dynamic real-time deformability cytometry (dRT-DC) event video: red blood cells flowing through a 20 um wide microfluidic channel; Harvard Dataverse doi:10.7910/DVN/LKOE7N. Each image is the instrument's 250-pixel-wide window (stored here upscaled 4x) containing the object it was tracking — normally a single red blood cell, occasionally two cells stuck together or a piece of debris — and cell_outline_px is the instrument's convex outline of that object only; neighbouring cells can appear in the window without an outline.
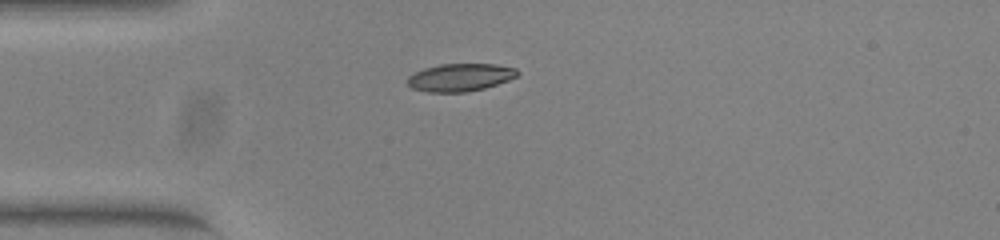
{"species": "common noctule bat (a hibernating species)", "species_latin": "Nyctalus noctula", "temperature_condition": "warm", "stored_images_in_passage": 39, "camera_frame_rate_fps": 3000, "um_per_image_px": 0.085, "animal": {"sex": "female", "body_mass_g": 23.0, "forearm_length_mm": 53.4}, "frame": {"image": 1, "passage_image": 1, "time_ms": 0.0, "image_size_px": [1000, 240], "cell_outline_px": [[520, 72], [516, 76], [508, 80], [484, 88], [464, 92], [428, 92], [412, 88], [408, 84], [408, 76], [424, 68], [440, 64], [496, 64], [516, 68]], "centroid_in_image_um": [39.12, 6.57], "position_along_channel_um": 45.9, "area_um2": 17.63}}
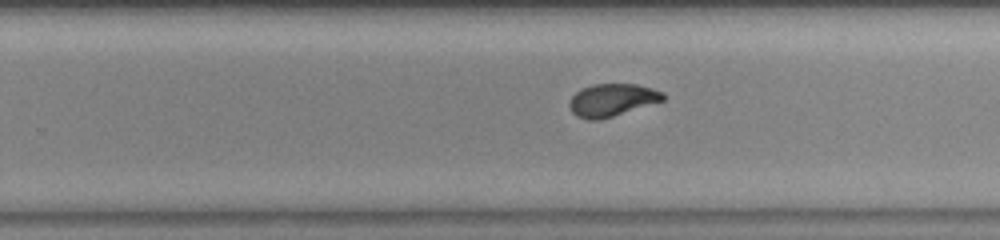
{"frame": {"image": 2, "passage_image": 20, "time_ms": 6.333, "image_size_px": [1000, 240], "cell_outline_px": [[664, 100], [612, 116], [596, 120], [588, 120], [576, 116], [572, 112], [568, 104], [572, 96], [580, 88], [592, 84], [636, 84], [652, 88], [664, 92]], "centroid_in_image_um": [51.99, 8.49], "position_along_channel_um": 277.8, "area_um2": 17.69}}
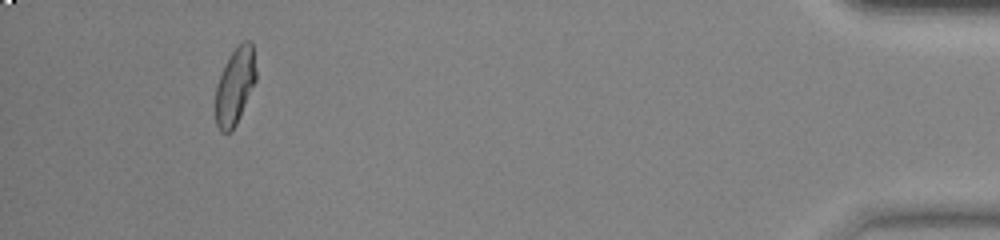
{"frame": {"image": 3, "passage_image": 36, "time_ms": 11.667, "image_size_px": [1000, 240], "cell_outline_px": [[256, 80], [236, 124], [232, 132], [220, 132], [216, 124], [216, 84], [232, 52], [244, 40], [252, 40], [256, 68]], "centroid_in_image_um": [19.99, 7.32], "position_along_channel_um": 415.2, "area_um2": 17.86}, "authors_computed_cell_mechanics": {"area_um2": 17.918, "velocity_mm_per_s": 3.9213, "shape_relaxation_time_tau1_ms": null, "shape_relaxation_time_tau2_ms": 0.9224, "deformation_change_tau1": null, "deformation_change_tau2": 0.0587}}